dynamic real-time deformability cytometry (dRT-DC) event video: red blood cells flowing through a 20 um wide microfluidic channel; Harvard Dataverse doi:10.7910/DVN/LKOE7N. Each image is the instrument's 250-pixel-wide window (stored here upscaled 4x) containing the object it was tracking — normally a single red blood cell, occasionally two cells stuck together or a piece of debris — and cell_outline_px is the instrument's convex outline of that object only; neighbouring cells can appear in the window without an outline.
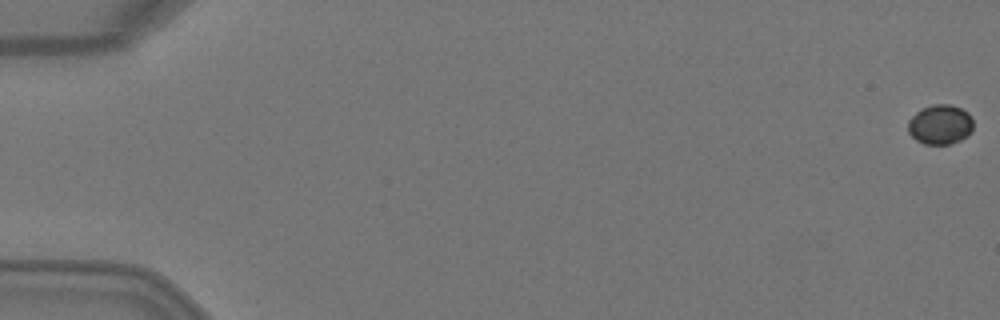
{"species": "Egyptian fruit bat (a non-hibernating species)", "species_latin": "Rousettus aegyptiacus", "temperature_condition": "warm", "stored_images_in_passage": 5, "camera_frame_rate_fps": 3000, "um_per_image_px": 0.085, "animal": {"sex": "female"}, "frame": {"image": 1, "passage_image": 1, "time_ms": 0.0, "image_size_px": [1000, 320], "cell_outline_px": [[972, 132], [968, 136], [960, 140], [948, 144], [924, 144], [916, 140], [908, 132], [908, 120], [920, 108], [932, 104], [948, 104], [960, 108], [968, 112], [972, 116]], "centroid_in_image_um": [79.91, 10.58], "position_along_channel_um": 5.1, "area_um2": 15.26}}
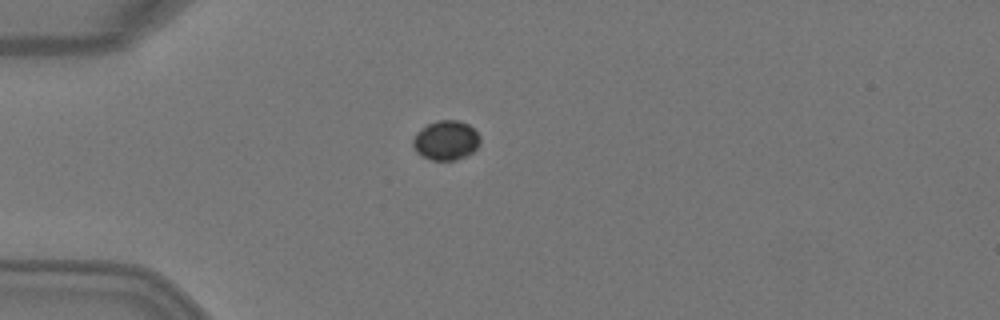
{"frame": {"image": 2, "passage_image": 5, "time_ms": 1.333, "image_size_px": [1000, 320], "cell_outline_px": [[480, 144], [472, 152], [456, 160], [432, 160], [416, 152], [412, 144], [412, 140], [416, 132], [428, 124], [440, 120], [456, 120], [468, 124], [480, 136]], "centroid_in_image_um": [37.9, 11.93], "position_along_channel_um": 47.1, "area_um2": 15.32}}